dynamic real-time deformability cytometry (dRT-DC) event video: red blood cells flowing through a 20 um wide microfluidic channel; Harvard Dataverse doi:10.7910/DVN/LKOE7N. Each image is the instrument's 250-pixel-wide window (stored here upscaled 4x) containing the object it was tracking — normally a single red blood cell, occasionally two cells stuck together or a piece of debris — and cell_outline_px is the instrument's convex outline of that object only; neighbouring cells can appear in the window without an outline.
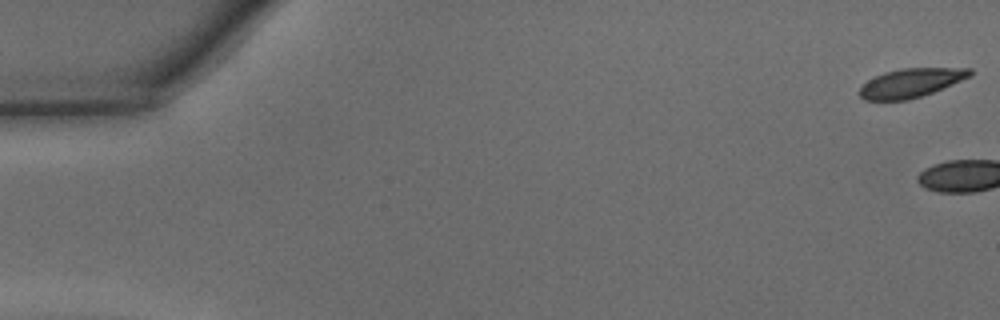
{"species": "common noctule bat (a hibernating species)", "species_latin": "Nyctalus noctula", "temperature_condition": "warm", "stored_images_in_passage": 3, "camera_frame_rate_fps": 3000, "um_per_image_px": 0.085, "animal": {"sex": "male", "body_mass_g": 15.6}, "frame": {"image": 1, "passage_image": 1, "time_ms": 0.0, "image_size_px": [1000, 320], "cell_outline_px": [[972, 76], [932, 92], [908, 100], [864, 100], [860, 96], [860, 88], [868, 80], [884, 72], [900, 68], [972, 68]], "centroid_in_image_um": [77.44, 7.04], "position_along_channel_um": 7.6, "area_um2": 18.44}}